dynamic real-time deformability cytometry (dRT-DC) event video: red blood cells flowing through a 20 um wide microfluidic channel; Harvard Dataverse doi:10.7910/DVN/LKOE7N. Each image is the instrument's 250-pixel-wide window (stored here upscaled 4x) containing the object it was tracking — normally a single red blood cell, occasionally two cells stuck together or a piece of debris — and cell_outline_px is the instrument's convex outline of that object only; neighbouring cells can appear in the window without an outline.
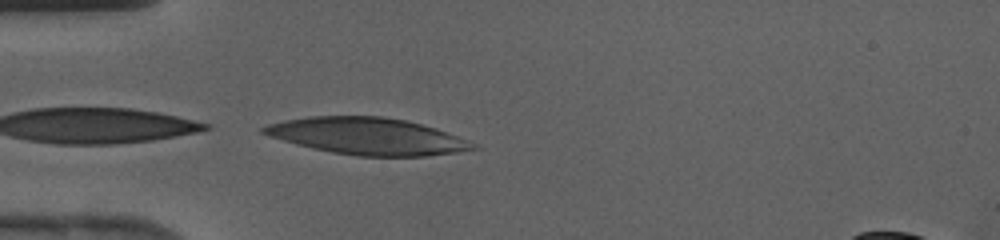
{"species": "human", "species_latin": "Homo sapiens", "temperature_condition": "cold", "stored_images_in_passage": 12, "camera_frame_rate_fps": 3000, "um_per_image_px": 0.085, "donor": {"sex": "female"}, "frame": {"image": 1, "passage_image": 12, "time_ms": 3.667, "image_size_px": [1000, 240], "cell_outline_px": [[480, 148], [456, 152], [428, 156], [356, 156], [332, 152], [312, 148], [296, 144], [268, 136], [260, 132], [260, 128], [268, 124], [284, 120], [308, 116], [380, 116], [404, 120], [436, 128], [468, 140], [476, 144]], "centroid_in_image_um": [31.21, 11.58], "position_along_channel_um": 53.8, "area_um2": 44.91}}